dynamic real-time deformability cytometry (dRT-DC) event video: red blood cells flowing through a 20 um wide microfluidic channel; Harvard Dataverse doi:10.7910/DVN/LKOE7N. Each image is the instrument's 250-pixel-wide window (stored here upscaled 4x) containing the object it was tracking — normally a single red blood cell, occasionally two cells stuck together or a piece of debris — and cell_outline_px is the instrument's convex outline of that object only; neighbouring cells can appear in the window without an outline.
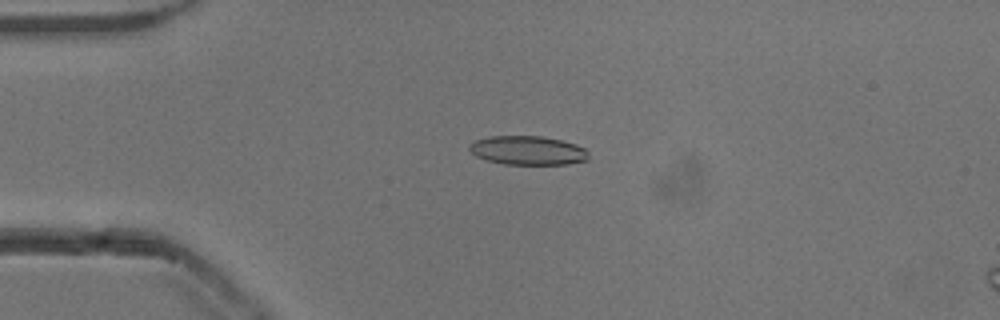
{"species": "common noctule bat (a hibernating species)", "species_latin": "Nyctalus noctula", "temperature_condition": "cold", "stored_images_in_passage": 53, "camera_frame_rate_fps": 3000, "um_per_image_px": 0.085, "animal": {"sex": "male", "body_mass_g": 13.3}, "frame": {"image": 1, "passage_image": 13, "time_ms": 4.0, "image_size_px": [1000, 320], "cell_outline_px": [[588, 160], [568, 164], [504, 164], [488, 160], [476, 156], [468, 148], [468, 144], [476, 140], [488, 136], [540, 136], [560, 140], [576, 144], [584, 148], [588, 152]], "centroid_in_image_um": [44.86, 12.78], "position_along_channel_um": 40.1, "area_um2": 20.06}}
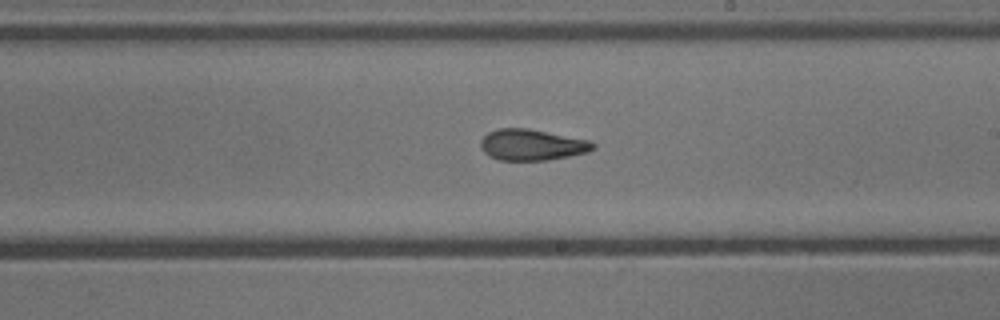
{"frame": {"image": 2, "passage_image": 31, "time_ms": 10.0, "image_size_px": [1000, 320], "cell_outline_px": [[596, 148], [588, 152], [568, 156], [544, 160], [496, 160], [488, 156], [480, 148], [480, 140], [488, 132], [500, 128], [528, 128], [588, 140], [596, 144]], "centroid_in_image_um": [45.18, 12.31], "position_along_channel_um": 243.8, "area_um2": 20.4}}
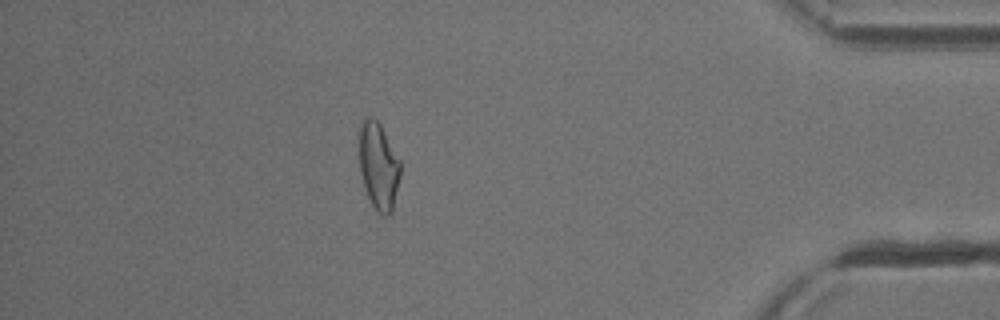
{"frame": {"image": 3, "passage_image": 47, "time_ms": 15.333, "image_size_px": [1000, 320], "cell_outline_px": [[400, 176], [392, 212], [388, 216], [384, 216], [372, 204], [368, 196], [360, 172], [360, 120], [364, 116], [372, 116], [380, 124], [400, 160]], "centroid_in_image_um": [32.18, 14.07], "position_along_channel_um": 403.0, "area_um2": 20.69}, "authors_computed_cell_mechanics": {"area_um2": 20.4034, "velocity_mm_per_s": 3.8615, "shape_relaxation_time_tau1_ms": 4.5116, "shape_relaxation_time_tau2_ms": 2.1074, "deformation_change_tau1": 0.1818, "deformation_change_tau2": 0.1055}}